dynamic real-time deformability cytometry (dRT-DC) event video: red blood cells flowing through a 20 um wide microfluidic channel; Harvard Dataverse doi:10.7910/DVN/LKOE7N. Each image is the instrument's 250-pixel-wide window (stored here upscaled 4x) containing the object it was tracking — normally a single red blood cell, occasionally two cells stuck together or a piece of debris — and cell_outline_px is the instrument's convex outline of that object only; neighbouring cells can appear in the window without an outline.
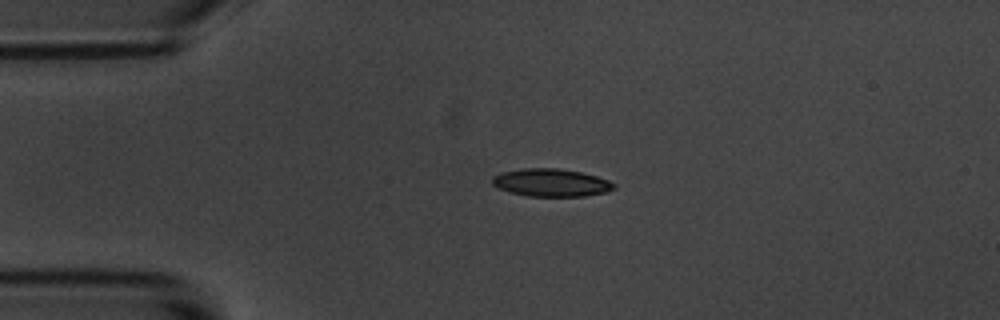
{"species": "common noctule bat (a hibernating species)", "species_latin": "Nyctalus noctula", "temperature_condition": "room temperature", "stored_images_in_passage": 2, "camera_frame_rate_fps": 3000, "um_per_image_px": 0.085, "animal": {"sex": "male", "body_mass_g": 20.1, "forearm_length_mm": 53.5}, "frame": {"image": 1, "passage_image": 1, "time_ms": 0.0, "image_size_px": [1000, 320], "cell_outline_px": [[616, 188], [604, 192], [584, 196], [528, 196], [508, 192], [492, 184], [492, 176], [500, 172], [524, 168], [560, 168], [580, 172], [596, 176], [608, 180], [616, 184]], "centroid_in_image_um": [46.82, 15.52], "position_along_channel_um": 38.2, "area_um2": 19.71}}